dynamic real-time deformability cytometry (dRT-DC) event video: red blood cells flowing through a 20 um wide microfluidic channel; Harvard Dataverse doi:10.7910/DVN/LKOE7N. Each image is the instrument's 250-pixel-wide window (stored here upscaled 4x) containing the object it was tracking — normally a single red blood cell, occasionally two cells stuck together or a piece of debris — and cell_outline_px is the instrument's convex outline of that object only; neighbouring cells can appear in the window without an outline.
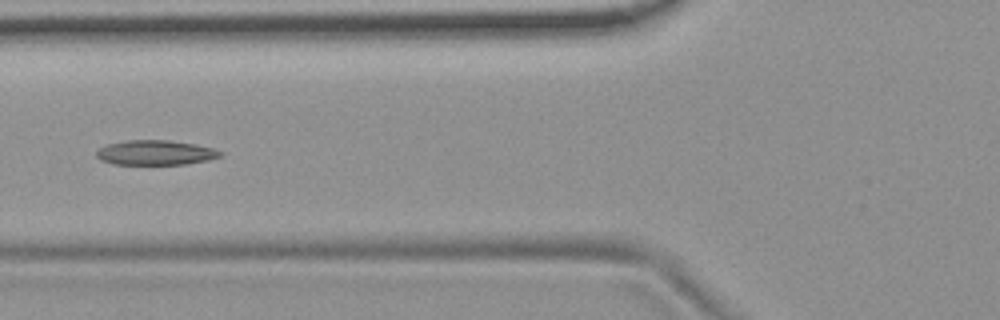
{"species": "common noctule bat (a hibernating species)", "species_latin": "Nyctalus noctula", "temperature_condition": "room temperature", "stored_images_in_passage": 43, "camera_frame_rate_fps": 3000, "um_per_image_px": 0.085, "animal": {"sex": "female", "body_mass_g": 19.9}, "frame": {"image": 1, "passage_image": 10, "time_ms": 3.0, "image_size_px": [1000, 320], "cell_outline_px": [[224, 156], [208, 160], [184, 164], [112, 164], [100, 160], [96, 156], [96, 152], [100, 148], [108, 144], [128, 140], [168, 140], [196, 144], [212, 148], [224, 152]], "centroid_in_image_um": [13.25, 12.97], "position_along_channel_um": 112.6, "area_um2": 17.92}}
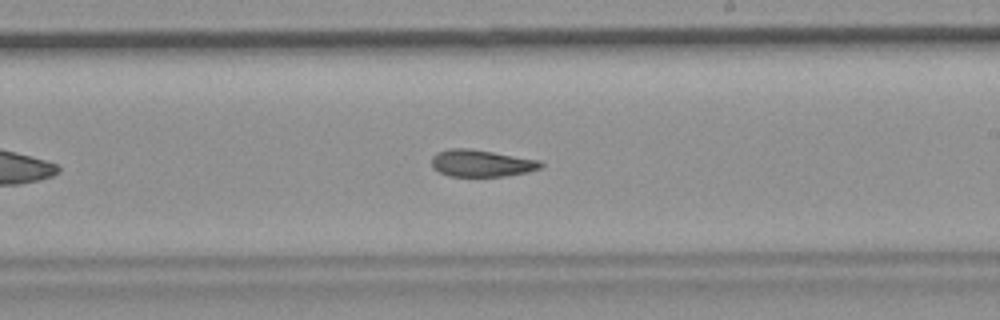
{"frame": {"image": 2, "passage_image": 21, "time_ms": 6.667, "image_size_px": [1000, 320], "cell_outline_px": [[544, 164], [540, 168], [528, 172], [504, 176], [448, 176], [432, 168], [432, 156], [436, 152], [448, 148], [468, 148], [540, 160]], "centroid_in_image_um": [40.89, 13.87], "position_along_channel_um": 248.1, "area_um2": 17.17}}
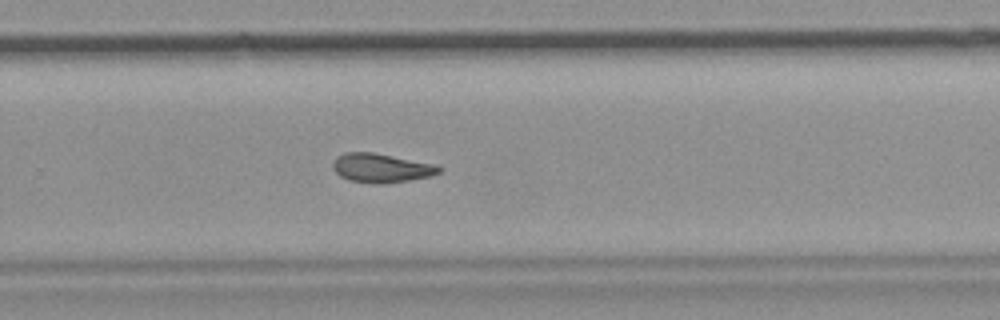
{"frame": {"image": 3, "passage_image": 25, "time_ms": 8.0, "image_size_px": [1000, 320], "cell_outline_px": [[444, 168], [440, 172], [428, 176], [408, 180], [384, 184], [372, 184], [348, 180], [340, 176], [332, 168], [332, 164], [336, 156], [344, 152], [372, 152], [436, 164]], "centroid_in_image_um": [32.38, 14.28], "position_along_channel_um": 297.4, "area_um2": 18.09}, "authors_computed_cell_mechanics": {"area_um2": 17.9758, "velocity_mm_per_s": 3.7138, "shape_relaxation_time_tau1_ms": null, "shape_relaxation_time_tau2_ms": 6.392, "deformation_change_tau1": null, "deformation_change_tau2": 0.1415}}